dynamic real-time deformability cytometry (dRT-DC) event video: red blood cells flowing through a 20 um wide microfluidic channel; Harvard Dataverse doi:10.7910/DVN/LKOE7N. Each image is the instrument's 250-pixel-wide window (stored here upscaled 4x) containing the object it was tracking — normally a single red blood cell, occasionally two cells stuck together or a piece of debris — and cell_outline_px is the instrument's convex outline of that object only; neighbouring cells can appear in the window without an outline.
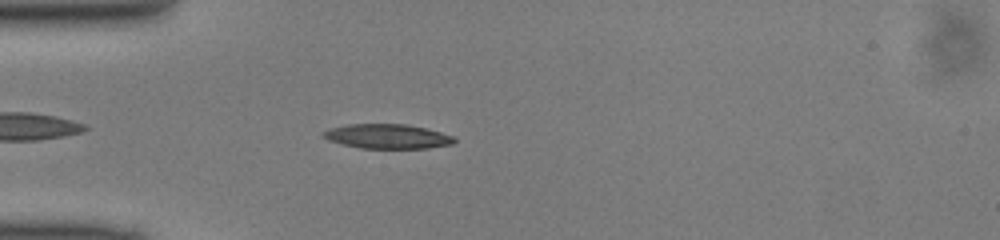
{"species": "common noctule bat (a hibernating species)", "species_latin": "Nyctalus noctula", "temperature_condition": "cold", "stored_images_in_passage": 39, "camera_frame_rate_fps": 3000, "um_per_image_px": 0.085, "animal": {"sex": "male", "body_mass_g": 13.0, "forearm_length_mm": 53.1}, "frame": {"image": 1, "passage_image": 4, "time_ms": 1.0, "image_size_px": [1000, 240], "cell_outline_px": [[456, 140], [452, 144], [428, 148], [360, 148], [328, 140], [320, 136], [320, 132], [332, 128], [348, 124], [408, 124], [456, 136]], "centroid_in_image_um": [32.93, 11.59], "position_along_channel_um": 52.1, "area_um2": 18.73}}
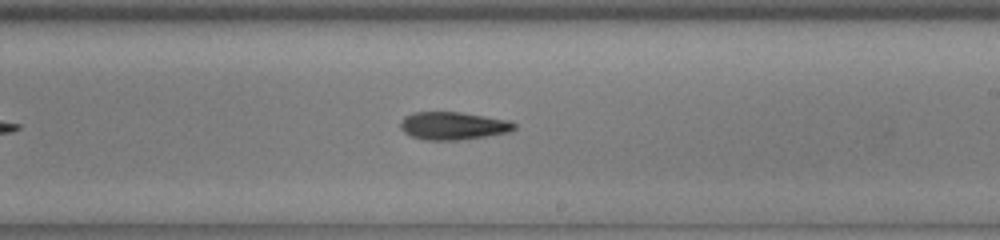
{"frame": {"image": 2, "passage_image": 19, "time_ms": 6.0, "image_size_px": [1000, 240], "cell_outline_px": [[516, 128], [508, 132], [460, 140], [424, 140], [412, 136], [404, 132], [400, 128], [400, 120], [404, 116], [412, 112], [460, 112], [512, 120], [516, 124]], "centroid_in_image_um": [38.5, 10.68], "position_along_channel_um": 250.5, "area_um2": 18.61}}
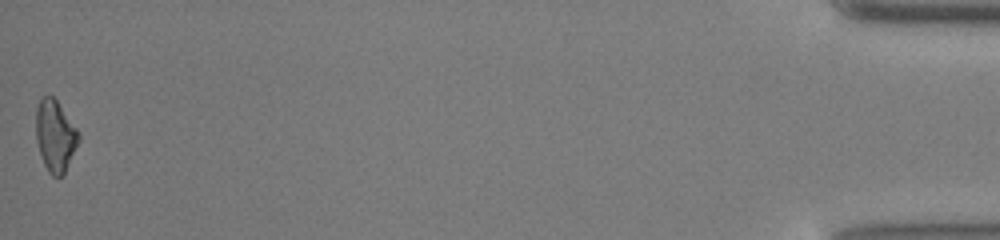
{"frame": {"image": 3, "passage_image": 39, "time_ms": 12.667, "image_size_px": [1000, 240], "cell_outline_px": [[80, 140], [64, 172], [60, 176], [52, 176], [48, 172], [44, 164], [36, 140], [36, 108], [40, 96], [52, 96], [56, 100], [80, 132]], "centroid_in_image_um": [4.69, 11.51], "position_along_channel_um": 430.5, "area_um2": 17.69}}